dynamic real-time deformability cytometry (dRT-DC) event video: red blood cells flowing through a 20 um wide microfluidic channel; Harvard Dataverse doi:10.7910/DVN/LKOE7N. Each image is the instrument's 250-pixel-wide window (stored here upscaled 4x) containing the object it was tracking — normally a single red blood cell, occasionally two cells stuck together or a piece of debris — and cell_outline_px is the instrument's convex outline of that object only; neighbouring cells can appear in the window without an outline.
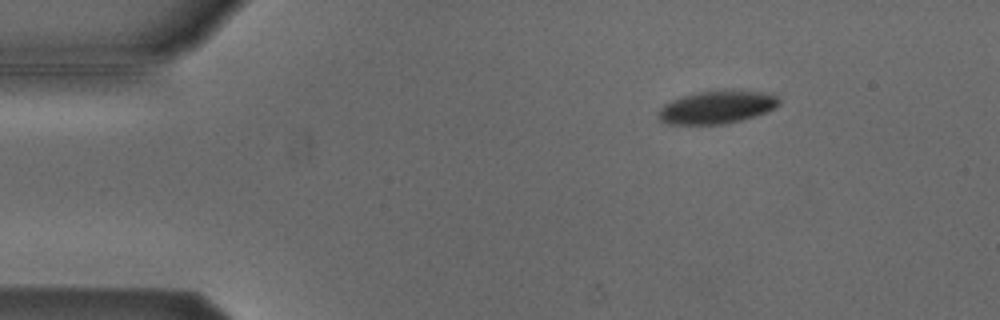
{"species": "Egyptian fruit bat (a non-hibernating species)", "species_latin": "Rousettus aegyptiacus", "temperature_condition": "cold", "stored_images_in_passage": 3, "camera_frame_rate_fps": 3000, "um_per_image_px": 0.085, "animal": {"sex": "male"}, "frame": {"image": 1, "passage_image": 1, "time_ms": 0.0, "image_size_px": [1000, 320], "cell_outline_px": [[780, 104], [764, 112], [740, 120], [724, 124], [668, 124], [660, 120], [656, 116], [656, 112], [664, 104], [680, 96], [696, 92], [724, 88], [732, 88], [772, 92], [780, 100]], "centroid_in_image_um": [60.92, 9.06], "position_along_channel_um": 24.1, "area_um2": 23.81}}